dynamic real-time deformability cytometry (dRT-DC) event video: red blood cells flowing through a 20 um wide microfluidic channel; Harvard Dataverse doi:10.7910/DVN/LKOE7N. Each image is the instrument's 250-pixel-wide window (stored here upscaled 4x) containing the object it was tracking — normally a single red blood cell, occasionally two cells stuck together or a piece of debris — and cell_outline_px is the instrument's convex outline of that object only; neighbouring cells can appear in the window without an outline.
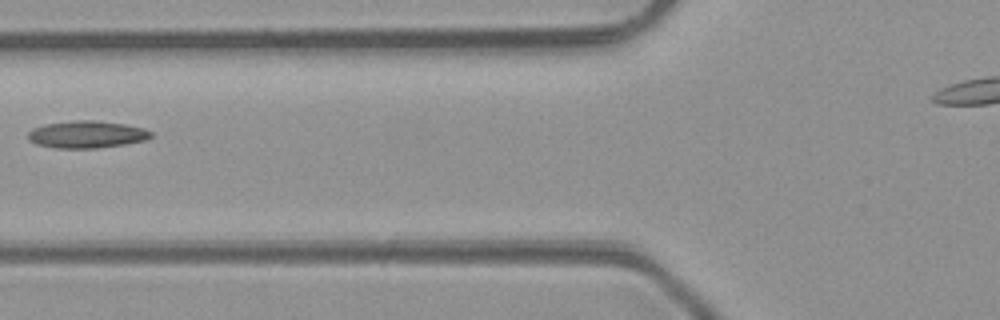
{"species": "common noctule bat (a hibernating species)", "species_latin": "Nyctalus noctula", "temperature_condition": "room temperature", "stored_images_in_passage": 6, "camera_frame_rate_fps": 3000, "um_per_image_px": 0.085, "animal": {"sex": "male", "body_mass_g": 23.1, "forearm_length_mm": 52.7}, "frame": {"image": 1, "passage_image": 6, "time_ms": 5.667, "image_size_px": [1000, 320], "cell_outline_px": [[152, 136], [144, 140], [124, 144], [96, 148], [56, 148], [36, 144], [28, 140], [28, 132], [32, 128], [44, 124], [76, 120], [96, 120], [124, 124], [144, 128], [152, 132]], "centroid_in_image_um": [7.34, 11.42], "position_along_channel_um": 118.5, "area_um2": 19.48}}